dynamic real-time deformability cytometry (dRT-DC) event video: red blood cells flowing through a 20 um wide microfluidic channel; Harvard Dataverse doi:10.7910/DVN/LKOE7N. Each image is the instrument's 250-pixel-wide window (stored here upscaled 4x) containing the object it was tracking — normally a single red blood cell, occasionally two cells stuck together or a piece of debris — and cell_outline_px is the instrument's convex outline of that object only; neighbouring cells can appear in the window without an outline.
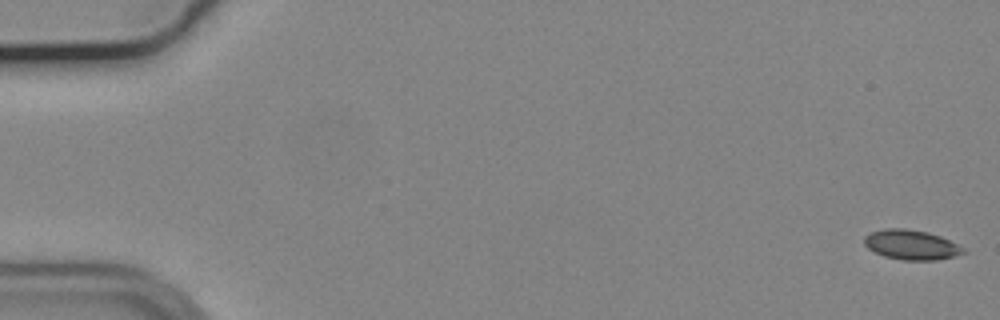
{"species": "common noctule bat (a hibernating species)", "species_latin": "Nyctalus noctula", "temperature_condition": "cold", "stored_images_in_passage": 56, "camera_frame_rate_fps": 3000, "um_per_image_px": 0.085, "animal": {"sex": "male", "body_mass_g": 19.2, "forearm_length_mm": 51.8}, "frame": {"image": 1, "passage_image": 1, "time_ms": 0.0, "image_size_px": [1000, 320], "cell_outline_px": [[968, 252], [956, 256], [936, 260], [900, 260], [884, 256], [868, 248], [864, 244], [864, 236], [872, 232], [884, 228], [904, 228], [928, 232], [940, 236], [964, 248]], "centroid_in_image_um": [77.47, 20.81], "position_along_channel_um": 7.5, "area_um2": 17.22}}
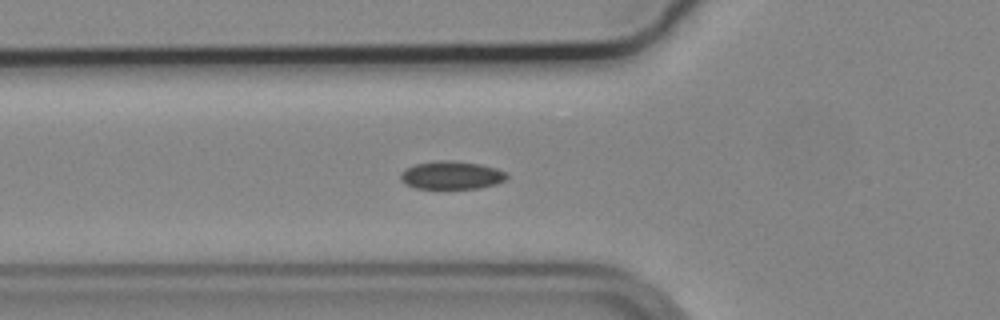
{"frame": {"image": 2, "passage_image": 20, "time_ms": 6.333, "image_size_px": [1000, 320], "cell_outline_px": [[508, 176], [504, 180], [496, 184], [480, 188], [416, 188], [404, 184], [400, 180], [400, 172], [416, 164], [436, 160], [452, 160], [480, 164], [496, 168], [508, 172]], "centroid_in_image_um": [38.38, 14.89], "position_along_channel_um": 87.4, "area_um2": 17.46}}
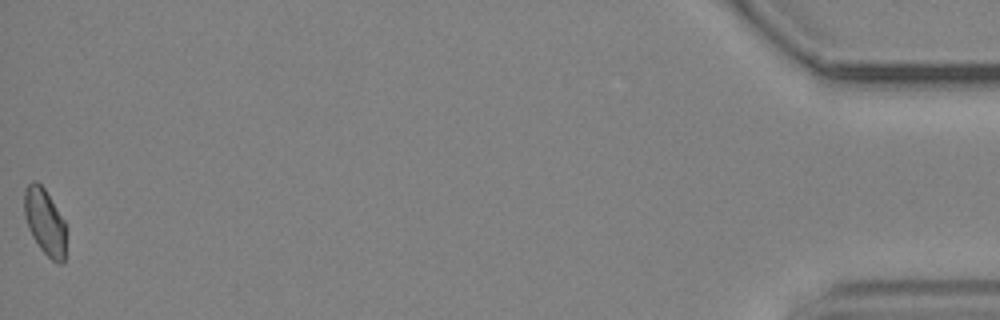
{"frame": {"image": 3, "passage_image": 56, "time_ms": 18.333, "image_size_px": [1000, 320], "cell_outline_px": [[64, 260], [60, 264], [52, 260], [40, 248], [32, 236], [28, 228], [24, 216], [24, 188], [32, 180], [36, 180], [44, 188], [64, 220]], "centroid_in_image_um": [3.77, 18.81], "position_along_channel_um": 431.4, "area_um2": 15.9}, "authors_computed_cell_mechanics": {"area_um2": 16.8776, "velocity_mm_per_s": 3.6989, "shape_relaxation_time_tau1_ms": null, "shape_relaxation_time_tau2_ms": 7.2897, "deformation_change_tau1": null, "deformation_change_tau2": 0.0936}}